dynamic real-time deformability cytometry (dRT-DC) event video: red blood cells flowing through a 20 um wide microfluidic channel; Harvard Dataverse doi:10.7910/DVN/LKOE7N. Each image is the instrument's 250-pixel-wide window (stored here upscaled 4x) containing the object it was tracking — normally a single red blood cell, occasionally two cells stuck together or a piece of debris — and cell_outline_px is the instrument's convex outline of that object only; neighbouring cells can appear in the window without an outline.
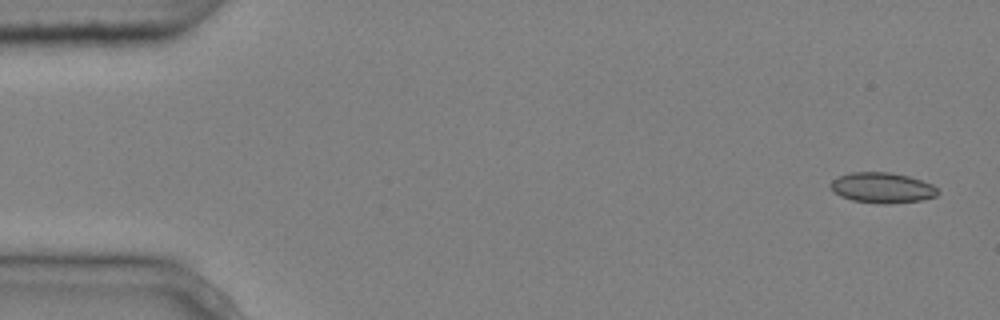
{"species": "common noctule bat (a hibernating species)", "species_latin": "Nyctalus noctula", "temperature_condition": "cold", "stored_images_in_passage": 5, "camera_frame_rate_fps": 3000, "um_per_image_px": 0.085, "animal": {"sex": "male", "body_mass_g": 20.4}, "frame": {"image": 1, "passage_image": 1, "time_ms": 0.0, "image_size_px": [1000, 320], "cell_outline_px": [[940, 192], [936, 196], [920, 200], [888, 204], [884, 204], [852, 200], [840, 196], [832, 192], [828, 184], [832, 180], [840, 176], [852, 172], [892, 172], [908, 176], [932, 184]], "centroid_in_image_um": [74.95, 15.96], "position_along_channel_um": 10.0, "area_um2": 19.07}}
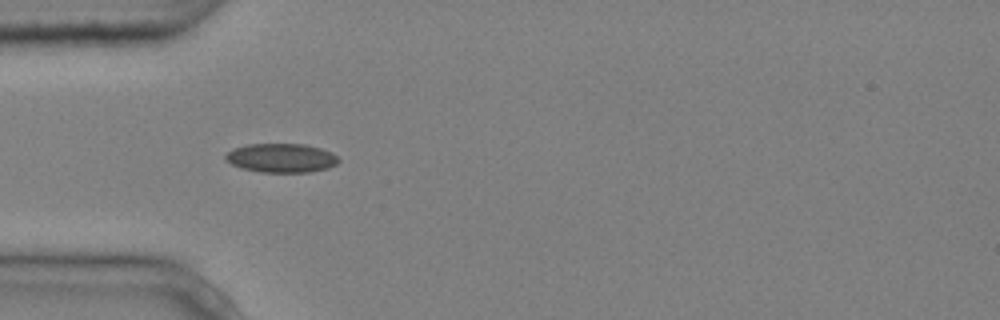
{"frame": {"image": 2, "passage_image": 5, "time_ms": 1.333, "image_size_px": [1000, 320], "cell_outline_px": [[340, 160], [336, 164], [328, 168], [308, 172], [260, 172], [240, 168], [224, 160], [224, 156], [232, 148], [248, 144], [304, 144], [320, 148], [332, 152], [340, 156]], "centroid_in_image_um": [23.91, 13.42], "position_along_channel_um": 61.1, "area_um2": 19.31}}